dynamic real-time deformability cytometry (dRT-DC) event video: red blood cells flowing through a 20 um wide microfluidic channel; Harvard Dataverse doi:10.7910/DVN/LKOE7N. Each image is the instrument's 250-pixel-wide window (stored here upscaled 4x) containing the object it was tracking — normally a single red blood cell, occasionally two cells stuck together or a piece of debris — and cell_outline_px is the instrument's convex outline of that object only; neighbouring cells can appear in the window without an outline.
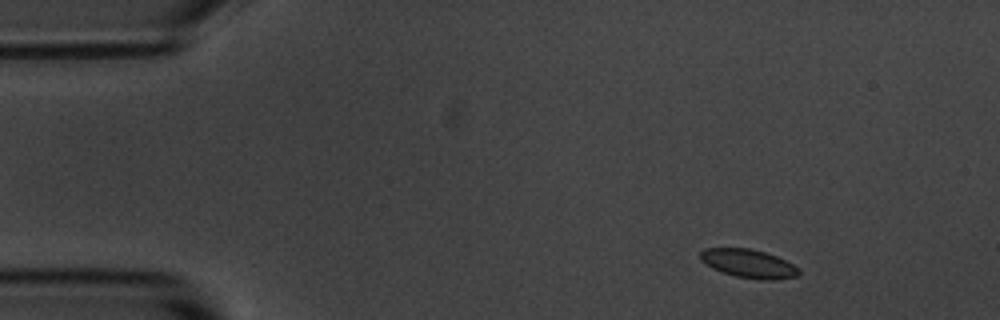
{"species": "common noctule bat (a hibernating species)", "species_latin": "Nyctalus noctula", "temperature_condition": "room temperature", "stored_images_in_passage": 3, "camera_frame_rate_fps": 3000, "um_per_image_px": 0.085, "animal": {"sex": "male", "body_mass_g": 20.1, "forearm_length_mm": 53.5}, "frame": {"image": 1, "passage_image": 1, "time_ms": 0.0, "image_size_px": [1000, 320], "cell_outline_px": [[800, 272], [796, 276], [772, 280], [764, 280], [736, 276], [712, 268], [700, 260], [700, 252], [704, 248], [748, 248], [764, 252], [776, 256], [800, 268]], "centroid_in_image_um": [63.62, 22.4], "position_along_channel_um": 21.4, "area_um2": 16.18}}